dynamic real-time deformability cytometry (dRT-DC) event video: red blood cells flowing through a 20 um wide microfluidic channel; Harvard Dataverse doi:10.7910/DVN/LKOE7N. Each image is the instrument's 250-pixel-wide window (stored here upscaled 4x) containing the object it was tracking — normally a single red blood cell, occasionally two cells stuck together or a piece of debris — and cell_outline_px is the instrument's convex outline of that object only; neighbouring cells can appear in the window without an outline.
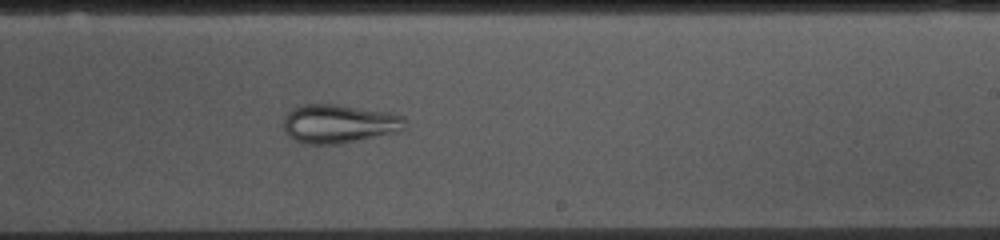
{"species": "common noctule bat (a hibernating species)", "species_latin": "Nyctalus noctula", "temperature_condition": "cold", "stored_images_in_passage": 53, "camera_frame_rate_fps": 3000, "um_per_image_px": 0.085, "animal": {"sex": "female", "body_mass_g": 10.0, "forearm_length_mm": 53.1}, "frame": {"image": 1, "passage_image": 31, "time_ms": 10.0, "image_size_px": [1000, 240], "cell_outline_px": [[404, 128], [400, 132], [344, 144], [304, 144], [288, 136], [284, 132], [284, 116], [292, 108], [304, 104], [336, 104], [388, 112], [404, 116]], "centroid_in_image_um": [28.81, 10.53], "position_along_channel_um": 260.2, "area_um2": 27.8}}
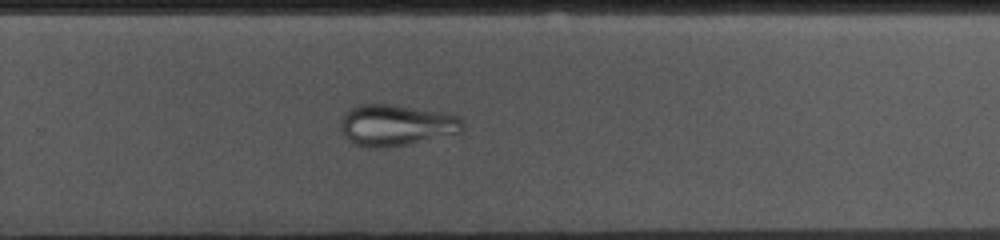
{"frame": {"image": 2, "passage_image": 34, "time_ms": 11.0, "image_size_px": [1000, 240], "cell_outline_px": [[464, 128], [460, 132], [408, 144], [388, 148], [372, 148], [356, 144], [344, 136], [340, 128], [340, 120], [344, 112], [348, 108], [356, 104], [392, 104], [436, 112], [456, 116], [464, 124]], "centroid_in_image_um": [33.58, 10.64], "position_along_channel_um": 296.2, "area_um2": 29.19}}
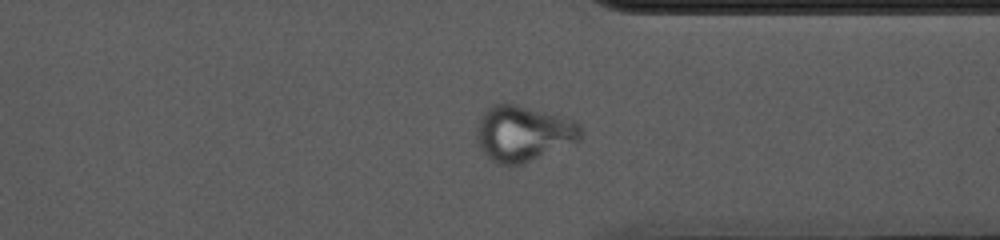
{"frame": {"image": 3, "passage_image": 40, "time_ms": 13.0, "image_size_px": [1000, 240], "cell_outline_px": [[584, 128], [580, 140], [520, 164], [500, 164], [492, 160], [480, 148], [476, 140], [476, 124], [480, 116], [492, 104], [516, 104], [576, 120]], "centroid_in_image_um": [44.47, 11.31], "position_along_channel_um": 366.9, "area_um2": 33.58}}